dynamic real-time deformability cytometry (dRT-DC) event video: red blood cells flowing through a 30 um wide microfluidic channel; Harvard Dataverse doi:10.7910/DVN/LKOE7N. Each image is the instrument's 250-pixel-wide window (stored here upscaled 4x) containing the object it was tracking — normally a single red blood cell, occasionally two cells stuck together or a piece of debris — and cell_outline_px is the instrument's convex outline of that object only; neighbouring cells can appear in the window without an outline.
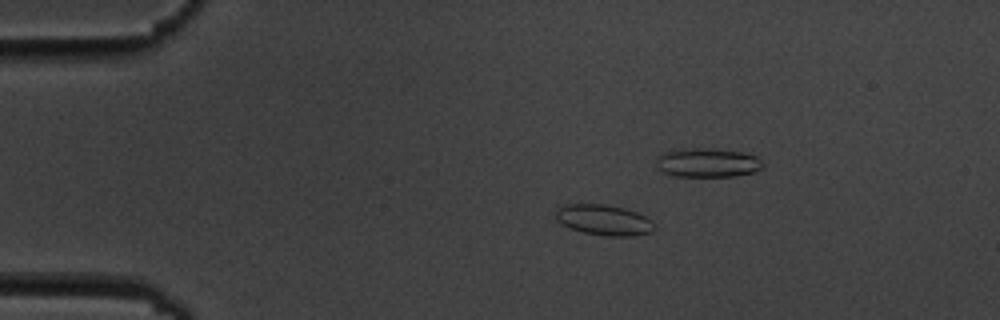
{"species": "common noctule bat (a hibernating species)", "species_latin": "Nyctalus noctula", "temperature_condition": "cold", "stored_images_in_passage": 8, "camera_frame_rate_fps": 3000, "um_per_image_px": 0.085, "animal": {"sex": "male", "body_mass_g": 19.5, "forearm_length_mm": 54.6}, "frame": {"image": 1, "passage_image": 4, "time_ms": 3.667, "image_size_px": [1000, 320], "cell_outline_px": [[656, 228], [652, 232], [636, 236], [604, 236], [584, 232], [560, 224], [556, 220], [556, 208], [564, 204], [608, 204], [624, 208], [636, 212], [652, 220], [656, 224]], "centroid_in_image_um": [51.35, 18.7], "position_along_channel_um": 33.6, "area_um2": 17.86}}